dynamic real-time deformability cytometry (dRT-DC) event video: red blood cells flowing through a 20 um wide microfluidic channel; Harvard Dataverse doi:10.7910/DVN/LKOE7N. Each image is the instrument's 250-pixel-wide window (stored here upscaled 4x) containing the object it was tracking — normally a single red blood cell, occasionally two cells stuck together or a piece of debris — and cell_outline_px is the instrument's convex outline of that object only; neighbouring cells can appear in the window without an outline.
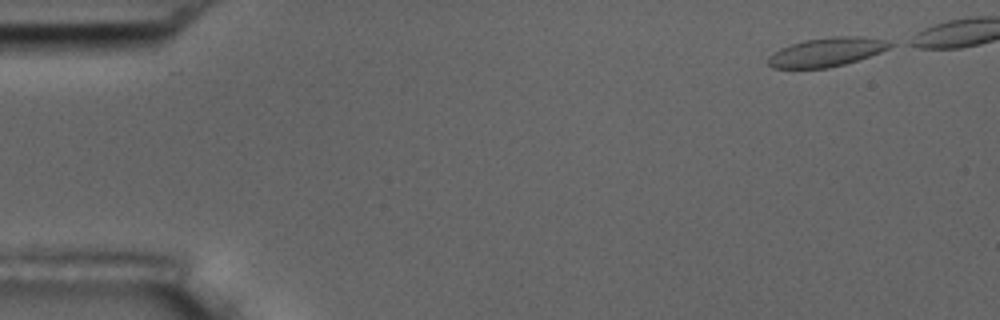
{"species": "common noctule bat (a hibernating species)", "species_latin": "Nyctalus noctula", "temperature_condition": "room temperature", "stored_images_in_passage": 45, "camera_frame_rate_fps": 3000, "um_per_image_px": 0.085, "animal": {"sex": "male", "body_mass_g": 17.5, "forearm_length_mm": 52.3}, "frame": {"image": 1, "passage_image": 1, "time_ms": 0.0, "image_size_px": [1000, 320], "cell_outline_px": [[896, 44], [880, 52], [844, 64], [828, 68], [772, 68], [768, 64], [768, 56], [780, 48], [804, 40], [832, 36], [864, 36], [888, 40]], "centroid_in_image_um": [70.28, 4.41], "position_along_channel_um": 14.7, "area_um2": 20.52}}
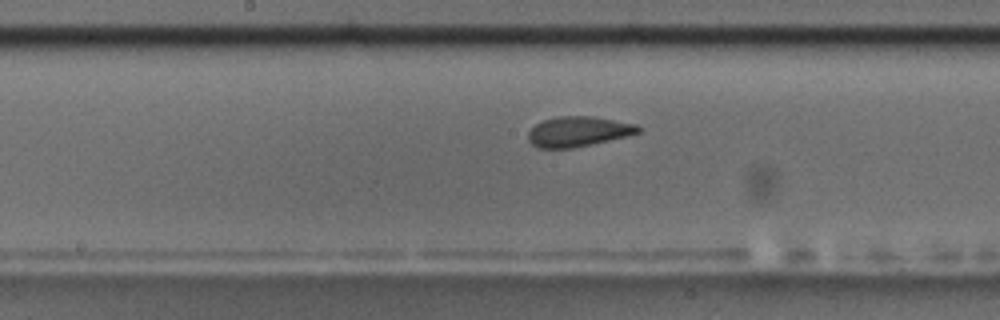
{"frame": {"image": 2, "passage_image": 25, "time_ms": 8.0, "image_size_px": [1000, 320], "cell_outline_px": [[644, 128], [640, 132], [628, 136], [572, 148], [540, 148], [532, 144], [528, 140], [528, 132], [536, 124], [544, 120], [556, 116], [592, 116], [636, 124]], "centroid_in_image_um": [49.17, 11.17], "position_along_channel_um": 199.0, "area_um2": 19.31}}
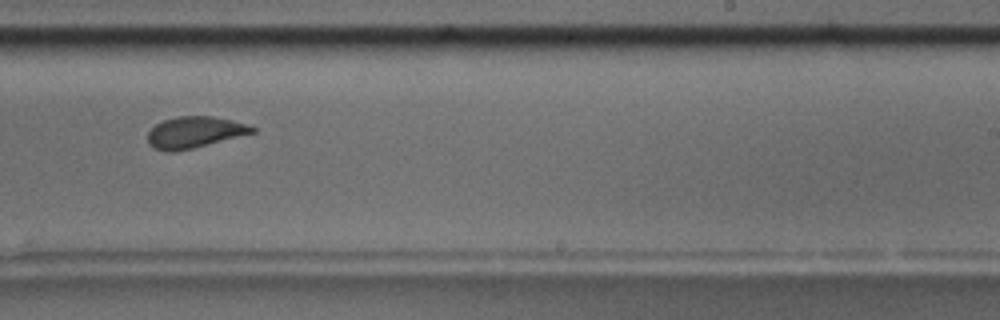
{"frame": {"image": 3, "passage_image": 31, "time_ms": 10.0, "image_size_px": [1000, 320], "cell_outline_px": [[256, 132], [192, 148], [172, 152], [168, 152], [152, 148], [148, 144], [148, 132], [156, 124], [164, 120], [176, 116], [212, 116], [232, 120], [248, 124], [256, 128]], "centroid_in_image_um": [16.53, 11.24], "position_along_channel_um": 272.5, "area_um2": 19.07}, "authors_computed_cell_mechanics": {"area_um2": 19.652, "velocity_mm_per_s": 3.6737, "shape_relaxation_time_tau1_ms": 3.739, "shape_relaxation_time_tau2_ms": 0.9814, "deformation_change_tau1": 0.1346, "deformation_change_tau2": 0.0717}}